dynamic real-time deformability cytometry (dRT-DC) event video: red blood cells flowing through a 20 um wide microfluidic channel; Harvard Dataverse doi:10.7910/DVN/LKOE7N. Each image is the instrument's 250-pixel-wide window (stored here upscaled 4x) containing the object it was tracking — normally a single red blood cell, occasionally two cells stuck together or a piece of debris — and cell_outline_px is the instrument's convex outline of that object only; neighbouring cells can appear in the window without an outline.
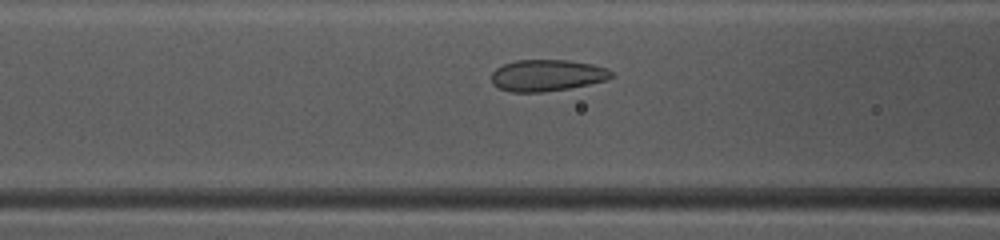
{"species": "common noctule bat (a hibernating species)", "species_latin": "Nyctalus noctula", "temperature_condition": "warm", "stored_images_in_passage": 41, "camera_frame_rate_fps": 3000, "um_per_image_px": 0.085, "animal": {"sex": "female", "body_mass_g": 10.0, "forearm_length_mm": 53.1}, "frame": {"image": 1, "passage_image": 20, "time_ms": 6.333, "image_size_px": [1000, 240], "cell_outline_px": [[616, 76], [608, 80], [568, 88], [544, 92], [512, 92], [500, 88], [492, 84], [492, 72], [496, 68], [504, 64], [516, 60], [568, 60], [592, 64], [608, 68]], "centroid_in_image_um": [46.53, 6.4], "position_along_channel_um": 120.1, "area_um2": 22.14}}
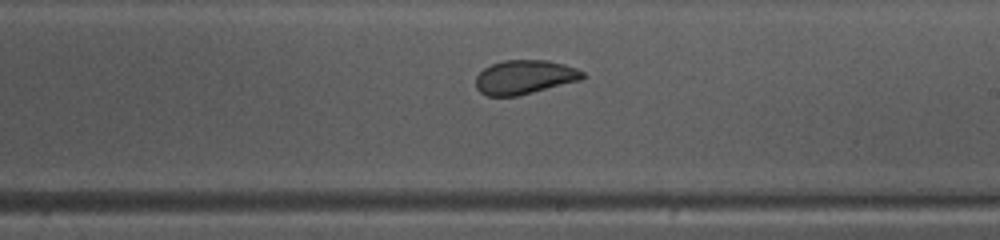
{"frame": {"image": 2, "passage_image": 29, "time_ms": 9.333, "image_size_px": [1000, 240], "cell_outline_px": [[588, 76], [580, 80], [516, 96], [488, 96], [480, 92], [476, 88], [476, 76], [484, 68], [492, 64], [504, 60], [548, 60], [564, 64], [576, 68], [584, 72]], "centroid_in_image_um": [44.59, 6.55], "position_along_channel_um": 244.4, "area_um2": 21.15}}
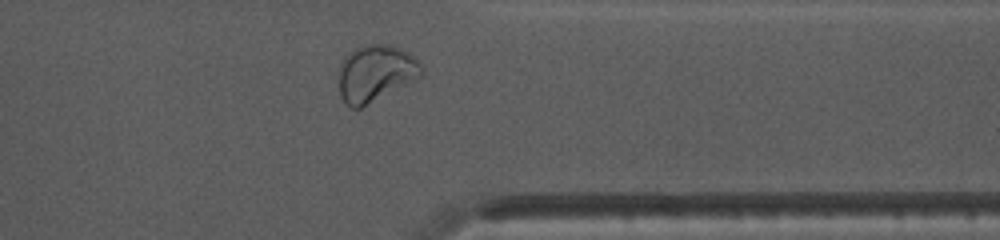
{"frame": {"image": 3, "passage_image": 39, "time_ms": 12.667, "image_size_px": [1000, 240], "cell_outline_px": [[424, 72], [420, 76], [360, 108], [352, 108], [340, 96], [340, 64], [344, 56], [348, 52], [364, 44], [396, 44], [412, 56], [420, 64]], "centroid_in_image_um": [31.9, 6.18], "position_along_channel_um": 379.5, "area_um2": 26.88}, "authors_computed_cell_mechanics": {"area_um2": 22.8888, "velocity_mm_per_s": 4.1441, "shape_relaxation_time_tau1_ms": 6.7753, "shape_relaxation_time_tau2_ms": null, "deformation_change_tau1": 0.1485, "deformation_change_tau2": null}}